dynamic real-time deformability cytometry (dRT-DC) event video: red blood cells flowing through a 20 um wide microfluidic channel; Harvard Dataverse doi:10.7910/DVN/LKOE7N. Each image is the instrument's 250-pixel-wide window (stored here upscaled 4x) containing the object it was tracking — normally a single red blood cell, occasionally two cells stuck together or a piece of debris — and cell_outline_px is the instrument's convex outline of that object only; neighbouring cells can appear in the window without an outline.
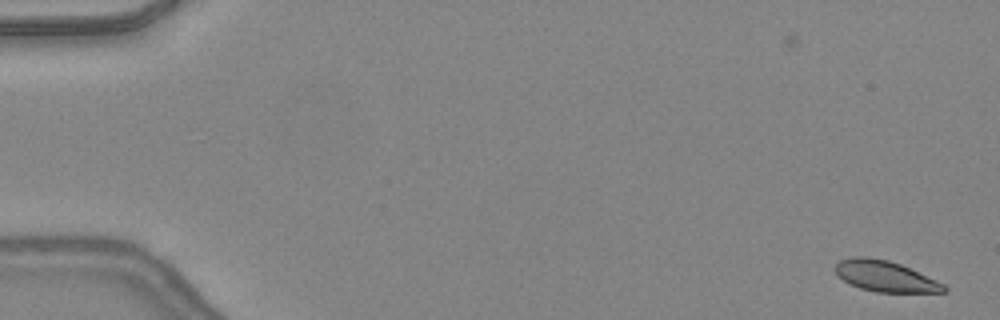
{"species": "common noctule bat (a hibernating species)", "species_latin": "Nyctalus noctula", "temperature_condition": "warm", "stored_images_in_passage": 49, "camera_frame_rate_fps": 3000, "um_per_image_px": 0.085, "animal": {"sex": "female", "body_mass_g": 24.6, "forearm_length_mm": 56.2}, "frame": {"image": 1, "passage_image": 2, "time_ms": 0.333, "image_size_px": [1000, 320], "cell_outline_px": [[948, 292], [876, 292], [860, 288], [848, 284], [836, 272], [836, 264], [840, 260], [852, 256], [868, 256], [888, 260], [900, 264], [936, 280], [944, 284], [948, 288]], "centroid_in_image_um": [75.24, 23.48], "position_along_channel_um": 9.8, "area_um2": 19.48}}
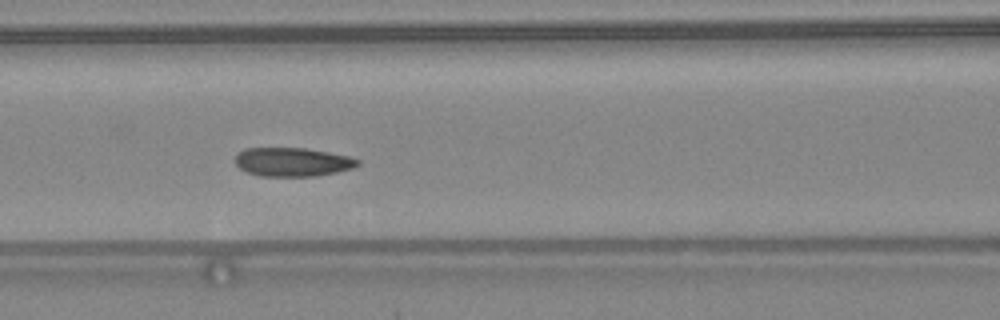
{"frame": {"image": 2, "passage_image": 22, "time_ms": 7.0, "image_size_px": [1000, 320], "cell_outline_px": [[360, 164], [352, 168], [336, 172], [316, 176], [260, 176], [244, 172], [236, 164], [236, 152], [244, 148], [304, 148], [328, 152], [348, 156], [360, 160]], "centroid_in_image_um": [24.83, 13.77], "position_along_channel_um": 141.8, "area_um2": 20.63}}
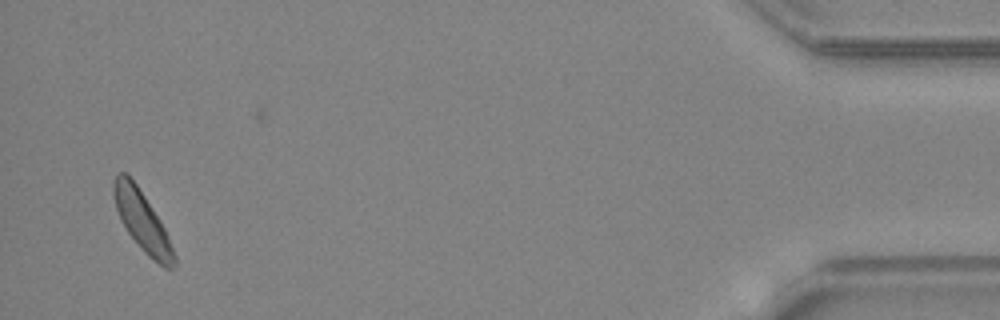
{"frame": {"image": 3, "passage_image": 47, "time_ms": 15.333, "image_size_px": [1000, 320], "cell_outline_px": [[176, 268], [164, 268], [148, 256], [144, 252], [128, 232], [120, 220], [112, 196], [112, 184], [116, 172], [124, 172], [136, 184], [160, 220], [168, 236], [176, 256]], "centroid_in_image_um": [12.08, 18.81], "position_along_channel_um": 423.1, "area_um2": 20.98}, "authors_computed_cell_mechanics": {"area_um2": 20.7502, "velocity_mm_per_s": 4.363, "shape_relaxation_time_tau1_ms": 4.5805, "shape_relaxation_time_tau2_ms": 5.0299, "deformation_change_tau1": 0.1194, "deformation_change_tau2": 0.0843}}